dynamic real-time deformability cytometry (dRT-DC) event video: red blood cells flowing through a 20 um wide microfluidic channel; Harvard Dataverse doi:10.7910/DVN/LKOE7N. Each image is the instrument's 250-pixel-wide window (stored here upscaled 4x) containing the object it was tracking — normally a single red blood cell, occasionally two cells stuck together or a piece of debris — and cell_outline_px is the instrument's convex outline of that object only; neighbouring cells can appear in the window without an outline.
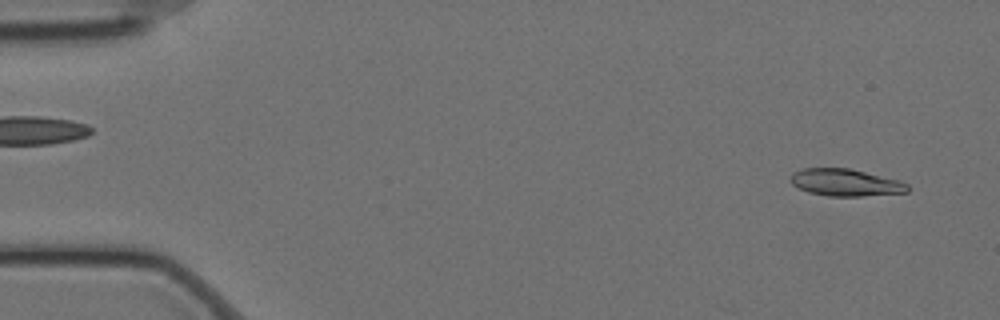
{"species": "Egyptian fruit bat (a non-hibernating species)", "species_latin": "Rousettus aegyptiacus", "temperature_condition": "cold", "stored_images_in_passage": 7, "camera_frame_rate_fps": 3000, "um_per_image_px": 0.085, "animal": {"sex": "female"}, "frame": {"image": 1, "passage_image": 2, "time_ms": 0.333, "image_size_px": [1000, 320], "cell_outline_px": [[908, 192], [860, 196], [828, 196], [808, 192], [796, 188], [788, 180], [792, 172], [804, 168], [848, 168], [900, 180], [908, 184]], "centroid_in_image_um": [71.81, 15.51], "position_along_channel_um": 13.2, "area_um2": 18.61}}